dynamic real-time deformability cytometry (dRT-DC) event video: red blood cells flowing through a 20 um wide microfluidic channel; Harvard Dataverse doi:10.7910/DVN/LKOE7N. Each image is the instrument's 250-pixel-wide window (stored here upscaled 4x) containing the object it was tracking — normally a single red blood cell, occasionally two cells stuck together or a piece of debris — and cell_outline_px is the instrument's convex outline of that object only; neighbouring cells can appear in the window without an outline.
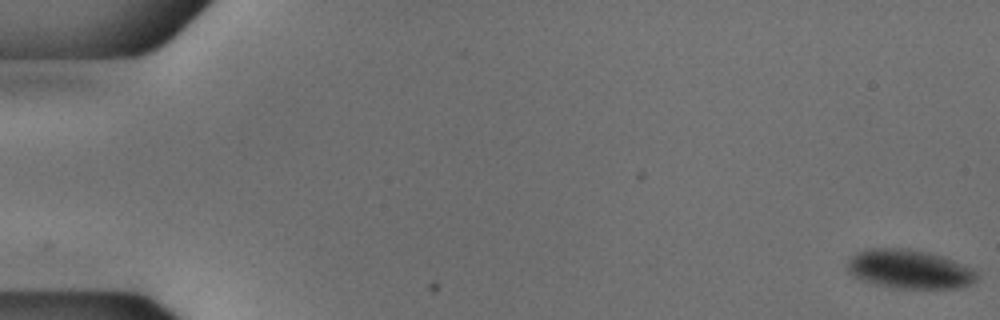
{"species": "common noctule bat (a hibernating species)", "species_latin": "Nyctalus noctula", "temperature_condition": "cold", "stored_images_in_passage": 54, "camera_frame_rate_fps": 3000, "um_per_image_px": 0.085, "animal": {"sex": "male", "body_mass_g": 18.8}, "frame": {"image": 1, "passage_image": 1, "time_ms": 0.0, "image_size_px": [1000, 320], "cell_outline_px": [[980, 272], [976, 280], [968, 284], [952, 288], [900, 288], [876, 284], [852, 276], [848, 272], [848, 260], [852, 256], [868, 248], [908, 248], [928, 252], [964, 264]], "centroid_in_image_um": [77.31, 22.87], "position_along_channel_um": 7.7, "area_um2": 29.13}}
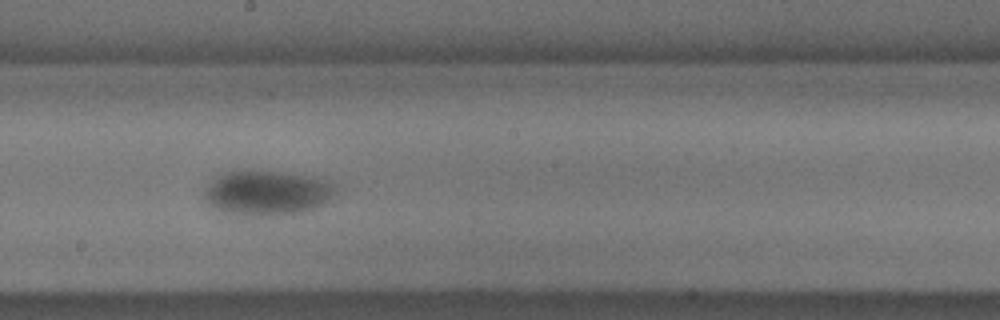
{"frame": {"image": 2, "passage_image": 31, "time_ms": 10.0, "image_size_px": [1000, 320], "cell_outline_px": [[340, 192], [324, 204], [300, 212], [272, 216], [260, 216], [224, 212], [208, 204], [204, 196], [204, 192], [212, 180], [216, 176], [224, 172], [244, 168], [280, 172], [308, 176], [328, 180], [336, 184]], "centroid_in_image_um": [22.74, 16.36], "position_along_channel_um": 225.5, "area_um2": 34.85}}
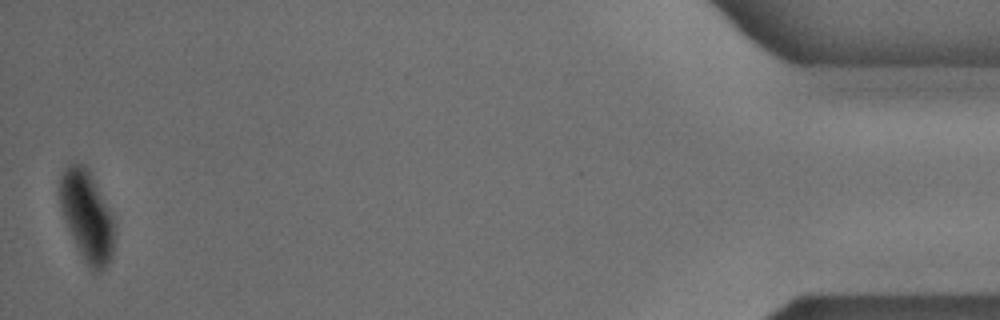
{"frame": {"image": 3, "passage_image": 54, "time_ms": 17.667, "image_size_px": [1000, 320], "cell_outline_px": [[116, 240], [112, 260], [100, 272], [92, 272], [88, 268], [80, 256], [64, 220], [60, 208], [60, 176], [64, 168], [68, 164], [84, 164], [88, 168], [112, 212], [116, 220]], "centroid_in_image_um": [7.44, 18.43], "position_along_channel_um": 427.8, "area_um2": 29.94}}